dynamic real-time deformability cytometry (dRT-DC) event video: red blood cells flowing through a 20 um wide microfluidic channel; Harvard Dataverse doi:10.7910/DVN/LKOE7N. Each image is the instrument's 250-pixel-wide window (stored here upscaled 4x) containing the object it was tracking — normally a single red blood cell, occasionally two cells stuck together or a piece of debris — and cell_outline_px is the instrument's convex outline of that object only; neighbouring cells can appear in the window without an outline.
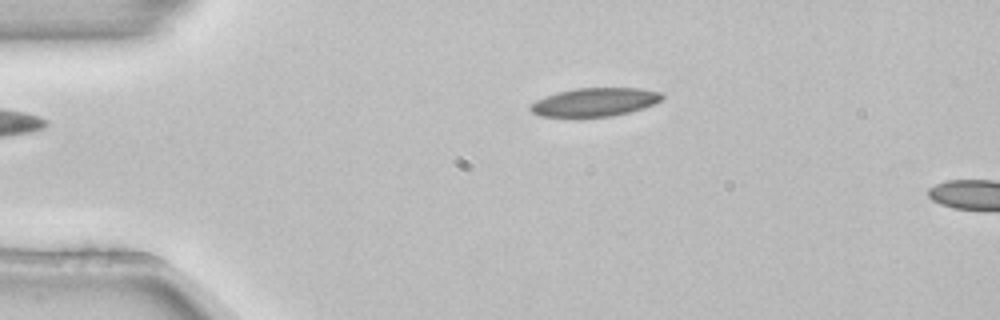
{"species": "common noctule bat (a hibernating species)", "species_latin": "Nyctalus noctula", "temperature_condition": "room temperature", "stored_images_in_passage": 2, "camera_frame_rate_fps": 3000, "um_per_image_px": 0.085, "animal": {"sex": "female", "body_mass_g": 22.7, "forearm_length_mm": 54.2}, "frame": {"image": 1, "passage_image": 1, "time_ms": 0.0, "image_size_px": [1000, 320], "cell_outline_px": [[664, 96], [660, 100], [652, 104], [628, 112], [612, 116], [540, 116], [532, 112], [528, 108], [528, 104], [544, 96], [576, 88], [640, 88], [660, 92]], "centroid_in_image_um": [50.5, 8.67], "position_along_channel_um": 34.5, "area_um2": 21.5}}